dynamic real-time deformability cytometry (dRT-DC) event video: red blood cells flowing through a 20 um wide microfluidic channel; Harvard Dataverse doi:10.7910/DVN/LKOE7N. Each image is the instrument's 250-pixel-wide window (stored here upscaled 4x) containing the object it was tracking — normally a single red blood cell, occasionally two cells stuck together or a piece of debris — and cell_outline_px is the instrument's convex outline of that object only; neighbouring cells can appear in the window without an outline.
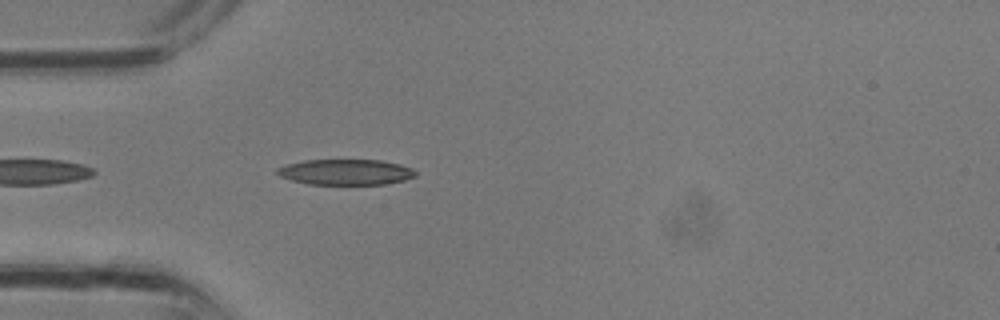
{"species": "common noctule bat (a hibernating species)", "species_latin": "Nyctalus noctula", "temperature_condition": "room temperature", "stored_images_in_passage": 7, "camera_frame_rate_fps": 3000, "um_per_image_px": 0.085, "animal": {"sex": "male", "body_mass_g": 13.3}, "frame": {"image": 1, "passage_image": 3, "time_ms": 0.667, "image_size_px": [1000, 320], "cell_outline_px": [[416, 176], [404, 180], [384, 184], [308, 184], [292, 180], [280, 176], [276, 172], [276, 168], [284, 164], [304, 160], [380, 160], [400, 164], [412, 168], [416, 172]], "centroid_in_image_um": [29.36, 14.62], "position_along_channel_um": 55.6, "area_um2": 20.69}}
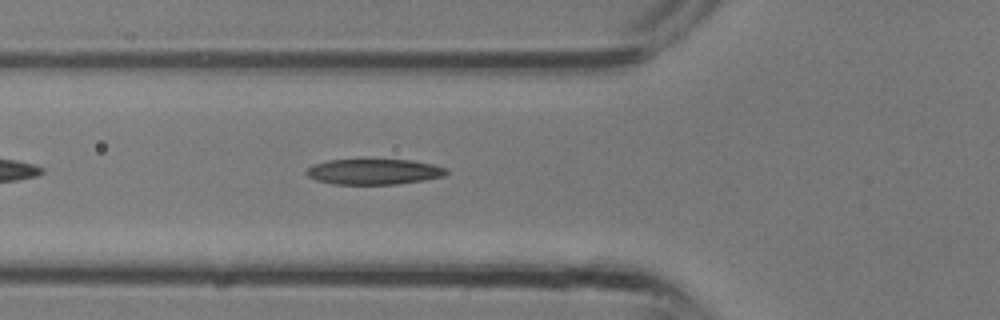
{"frame": {"image": 2, "passage_image": 5, "time_ms": 1.333, "image_size_px": [1000, 320], "cell_outline_px": [[448, 172], [444, 176], [396, 184], [332, 184], [316, 180], [308, 176], [304, 172], [312, 164], [328, 160], [360, 156], [364, 156], [412, 160], [432, 164], [448, 168]], "centroid_in_image_um": [31.72, 14.53], "position_along_channel_um": 94.1, "area_um2": 22.02}}
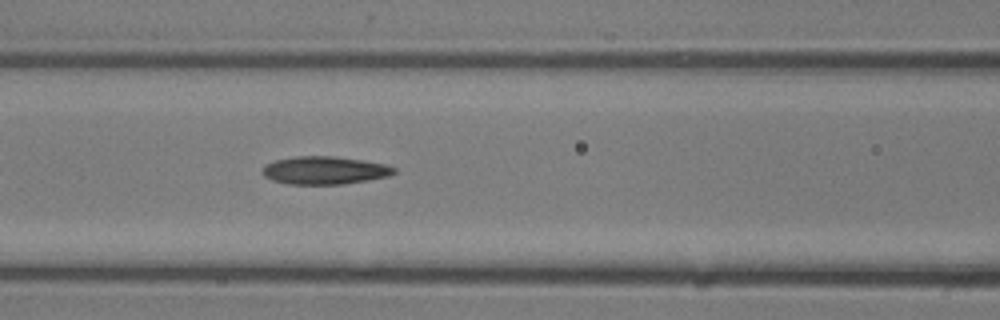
{"frame": {"image": 3, "passage_image": 7, "time_ms": 2.0, "image_size_px": [1000, 320], "cell_outline_px": [[396, 172], [388, 176], [368, 180], [344, 184], [288, 184], [272, 180], [264, 176], [260, 172], [264, 164], [276, 160], [296, 156], [332, 156], [360, 160], [384, 164], [396, 168]], "centroid_in_image_um": [27.54, 14.48], "position_along_channel_um": 139.1, "area_um2": 21.39}}